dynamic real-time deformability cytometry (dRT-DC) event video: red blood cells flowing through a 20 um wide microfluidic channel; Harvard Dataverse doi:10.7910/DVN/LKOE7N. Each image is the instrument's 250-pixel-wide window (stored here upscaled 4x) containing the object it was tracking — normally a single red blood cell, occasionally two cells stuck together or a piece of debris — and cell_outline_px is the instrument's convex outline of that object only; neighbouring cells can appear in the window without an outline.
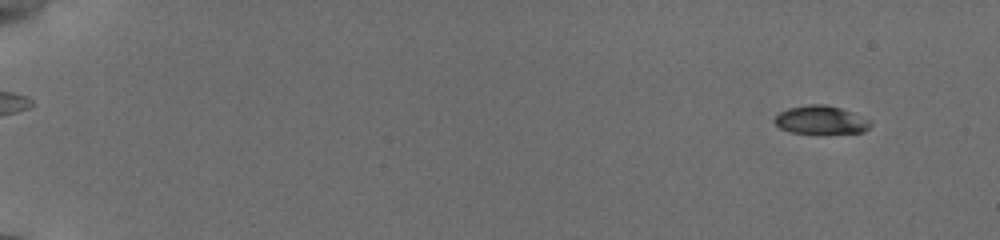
{"species": "common noctule bat (a hibernating species)", "species_latin": "Nyctalus noctula", "temperature_condition": "cold", "stored_images_in_passage": 57, "segment_of_instrument_passage": [1, 2], "camera_frame_rate_fps": 3000, "um_per_image_px": 0.085, "animal": {"sex": "female", "body_mass_g": 19.5, "forearm_length_mm": 54.1}, "frame": {"image": 1, "passage_image": 5, "time_ms": 1.333, "image_size_px": [1000, 240], "cell_outline_px": [[872, 124], [864, 132], [792, 132], [780, 128], [772, 120], [780, 112], [788, 108], [812, 104], [824, 104], [840, 108], [852, 112], [868, 120]], "centroid_in_image_um": [69.74, 10.18], "position_along_channel_um": 15.3, "area_um2": 15.32}}
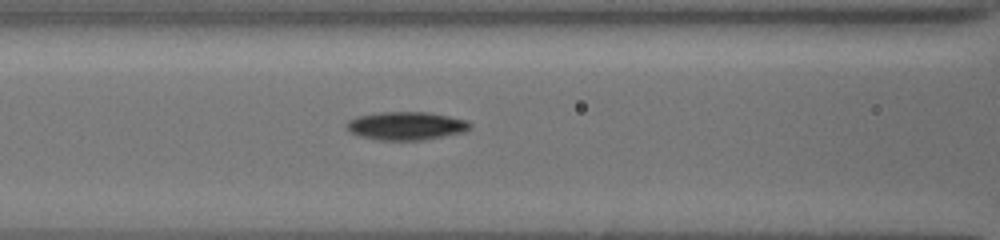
{"frame": {"image": 2, "passage_image": 27, "time_ms": 8.667, "image_size_px": [1000, 240], "cell_outline_px": [[472, 128], [464, 132], [424, 140], [376, 140], [360, 136], [348, 132], [348, 120], [360, 116], [380, 112], [424, 112], [448, 116], [468, 120], [472, 124]], "centroid_in_image_um": [34.56, 10.71], "position_along_channel_um": 132.0, "area_um2": 20.29}}
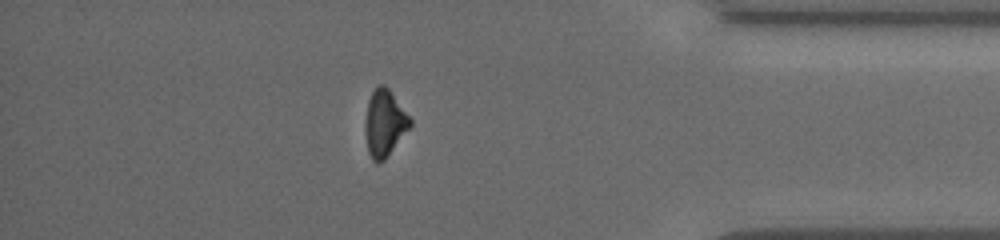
{"frame": {"image": 3, "passage_image": 50, "time_ms": 16.333, "image_size_px": [1000, 240], "cell_outline_px": [[412, 124], [384, 160], [372, 160], [368, 152], [364, 132], [364, 124], [368, 100], [372, 92], [380, 84], [384, 84], [388, 88], [412, 120]], "centroid_in_image_um": [32.66, 10.45], "position_along_channel_um": 402.5, "area_um2": 17.17}}